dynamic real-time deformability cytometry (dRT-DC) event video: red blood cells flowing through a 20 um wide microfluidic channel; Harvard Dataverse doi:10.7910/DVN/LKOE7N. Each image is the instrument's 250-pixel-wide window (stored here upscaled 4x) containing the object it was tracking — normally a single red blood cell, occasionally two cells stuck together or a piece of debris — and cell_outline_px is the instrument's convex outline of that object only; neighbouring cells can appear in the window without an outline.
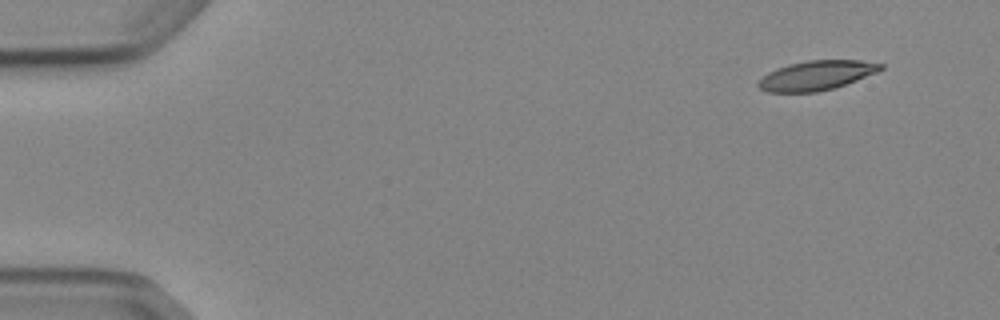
{"species": "Egyptian fruit bat (a non-hibernating species)", "species_latin": "Rousettus aegyptiacus", "temperature_condition": "cold", "stored_images_in_passage": 6, "camera_frame_rate_fps": 3000, "um_per_image_px": 0.085, "animal": {"sex": "female"}, "frame": {"image": 1, "passage_image": 1, "time_ms": 0.0, "image_size_px": [1000, 320], "cell_outline_px": [[884, 68], [876, 72], [856, 80], [832, 88], [816, 92], [768, 92], [760, 88], [756, 84], [768, 72], [776, 68], [788, 64], [808, 60], [860, 60], [884, 64]], "centroid_in_image_um": [69.38, 6.4], "position_along_channel_um": 15.6, "area_um2": 20.81}}
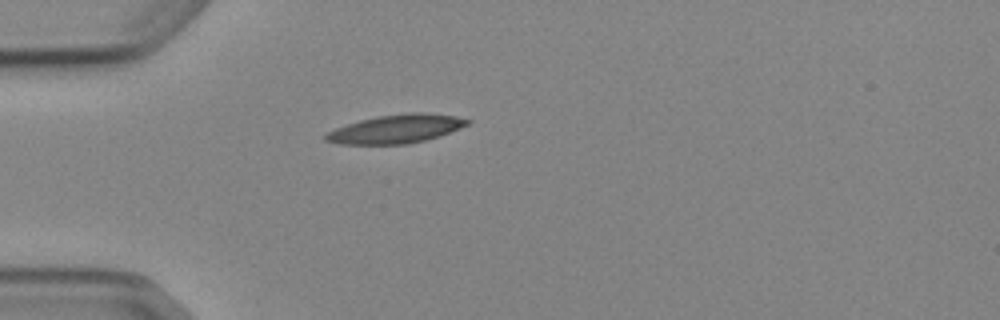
{"frame": {"image": 2, "passage_image": 4, "time_ms": 3.667, "image_size_px": [1000, 320], "cell_outline_px": [[472, 120], [468, 124], [460, 128], [440, 136], [408, 144], [340, 144], [324, 140], [324, 136], [328, 132], [336, 128], [360, 120], [376, 116], [408, 112], [424, 112], [456, 116]], "centroid_in_image_um": [33.69, 10.95], "position_along_channel_um": 51.3, "area_um2": 23.58}}
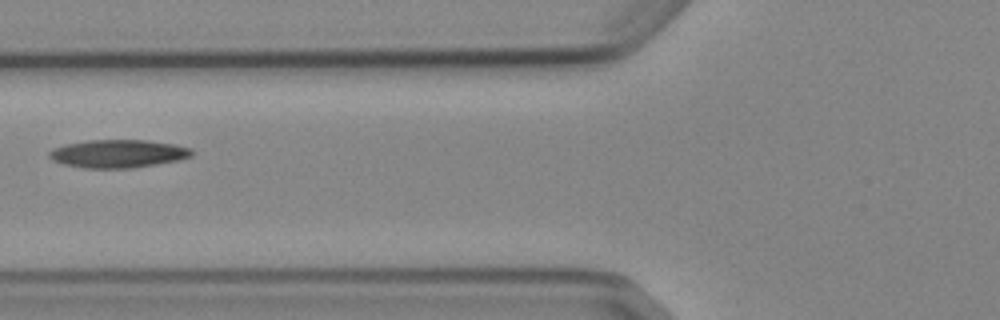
{"frame": {"image": 3, "passage_image": 6, "time_ms": 5.667, "image_size_px": [1000, 320], "cell_outline_px": [[192, 156], [180, 160], [132, 168], [84, 168], [64, 164], [52, 160], [48, 156], [48, 152], [52, 148], [64, 144], [88, 140], [148, 140], [176, 144], [192, 148]], "centroid_in_image_um": [10.03, 13.05], "position_along_channel_um": 115.8, "area_um2": 23.52}}